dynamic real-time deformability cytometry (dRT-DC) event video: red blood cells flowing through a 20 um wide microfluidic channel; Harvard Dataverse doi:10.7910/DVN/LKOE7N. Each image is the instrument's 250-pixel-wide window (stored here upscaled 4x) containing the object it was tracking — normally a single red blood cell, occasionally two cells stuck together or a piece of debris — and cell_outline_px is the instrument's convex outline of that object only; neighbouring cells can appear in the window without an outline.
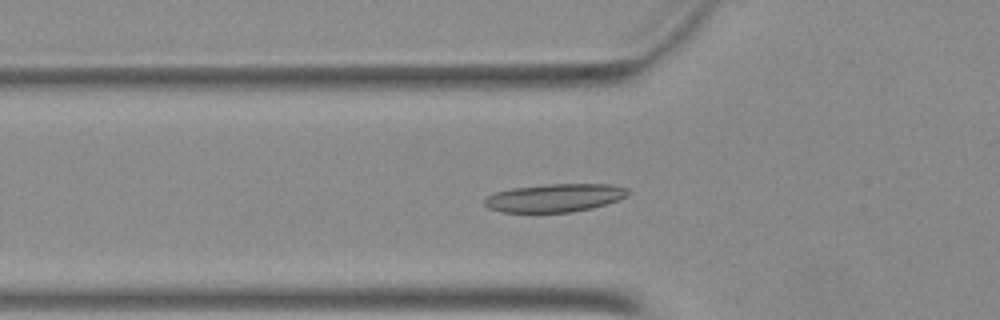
{"species": "Egyptian fruit bat (a non-hibernating species)", "species_latin": "Rousettus aegyptiacus", "temperature_condition": "warm", "stored_images_in_passage": 39, "camera_frame_rate_fps": 3000, "um_per_image_px": 0.085, "animal": {"sex": "female"}, "frame": {"image": 1, "passage_image": 15, "time_ms": 4.667, "image_size_px": [1000, 320], "cell_outline_px": [[628, 192], [624, 196], [616, 200], [592, 208], [572, 212], [500, 212], [488, 208], [484, 204], [484, 196], [496, 192], [512, 188], [548, 184], [608, 184], [628, 188]], "centroid_in_image_um": [47.08, 16.82], "position_along_channel_um": 78.7, "area_um2": 23.41}}
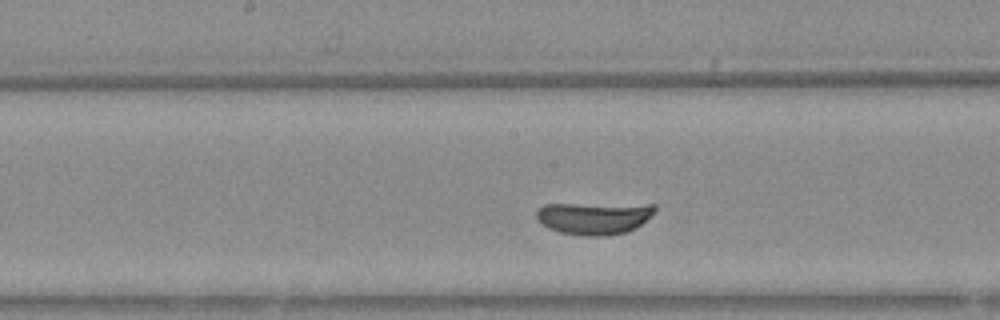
{"frame": {"image": 2, "passage_image": 24, "time_ms": 7.667, "image_size_px": [1000, 320], "cell_outline_px": [[656, 208], [636, 228], [628, 232], [604, 236], [588, 236], [560, 232], [548, 228], [536, 216], [536, 212], [544, 204], [656, 204]], "centroid_in_image_um": [50.49, 18.53], "position_along_channel_um": 197.7, "area_um2": 22.08}}
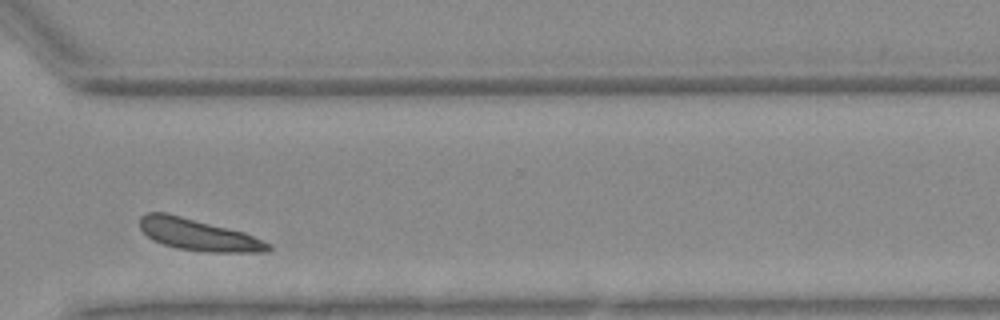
{"frame": {"image": 3, "passage_image": 36, "time_ms": 11.667, "image_size_px": [1000, 320], "cell_outline_px": [[272, 248], [268, 252], [204, 252], [176, 248], [152, 240], [140, 228], [140, 216], [148, 212], [164, 212], [244, 232], [272, 244]], "centroid_in_image_um": [16.87, 19.96], "position_along_channel_um": 353.7, "area_um2": 23.58}}